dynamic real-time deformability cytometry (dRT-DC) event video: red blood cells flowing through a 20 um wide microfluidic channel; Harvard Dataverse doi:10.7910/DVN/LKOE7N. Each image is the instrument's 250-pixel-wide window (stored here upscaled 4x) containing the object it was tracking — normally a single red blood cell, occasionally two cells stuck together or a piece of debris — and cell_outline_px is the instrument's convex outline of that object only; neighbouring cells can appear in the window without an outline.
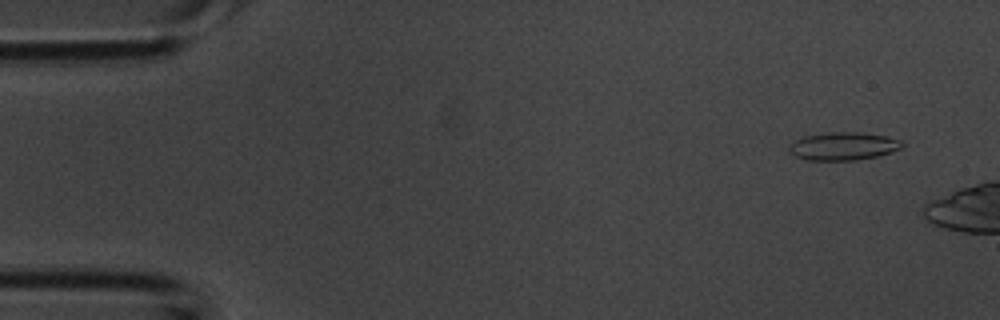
{"species": "common noctule bat (a hibernating species)", "species_latin": "Nyctalus noctula", "temperature_condition": "room temperature", "stored_images_in_passage": 8, "camera_frame_rate_fps": 3000, "um_per_image_px": 0.085, "animal": {"sex": "male", "body_mass_g": 20.1, "forearm_length_mm": 53.5}, "frame": {"image": 1, "passage_image": 3, "time_ms": 0.667, "image_size_px": [1000, 320], "cell_outline_px": [[904, 144], [900, 148], [892, 152], [876, 156], [856, 160], [808, 160], [796, 156], [788, 148], [788, 144], [804, 136], [828, 132], [860, 132], [888, 136], [900, 140]], "centroid_in_image_um": [71.69, 12.41], "position_along_channel_um": 13.3, "area_um2": 18.38}}